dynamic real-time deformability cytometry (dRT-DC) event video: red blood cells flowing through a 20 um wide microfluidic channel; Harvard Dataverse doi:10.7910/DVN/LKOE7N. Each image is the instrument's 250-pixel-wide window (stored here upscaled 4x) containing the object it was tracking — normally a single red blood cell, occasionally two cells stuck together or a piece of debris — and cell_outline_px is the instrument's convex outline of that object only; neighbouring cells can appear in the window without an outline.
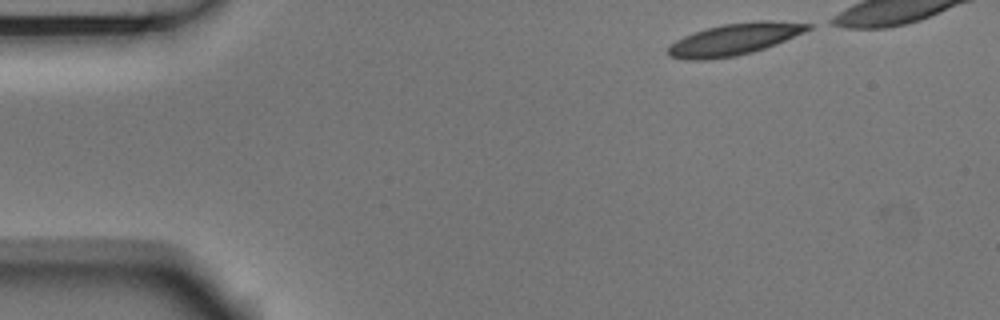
{"species": "Egyptian fruit bat (a non-hibernating species)", "species_latin": "Rousettus aegyptiacus", "temperature_condition": "room temperature", "stored_images_in_passage": 41, "camera_frame_rate_fps": 3000, "um_per_image_px": 0.085, "animal": {"sex": "male"}, "frame": {"image": 1, "passage_image": 1, "time_ms": 0.0, "image_size_px": [1000, 320], "cell_outline_px": [[812, 28], [804, 32], [764, 48], [752, 52], [736, 56], [708, 60], [684, 60], [668, 56], [668, 44], [684, 36], [708, 28], [724, 24], [756, 20], [772, 20], [812, 24]], "centroid_in_image_um": [62.38, 3.34], "position_along_channel_um": 22.6, "area_um2": 25.78}}
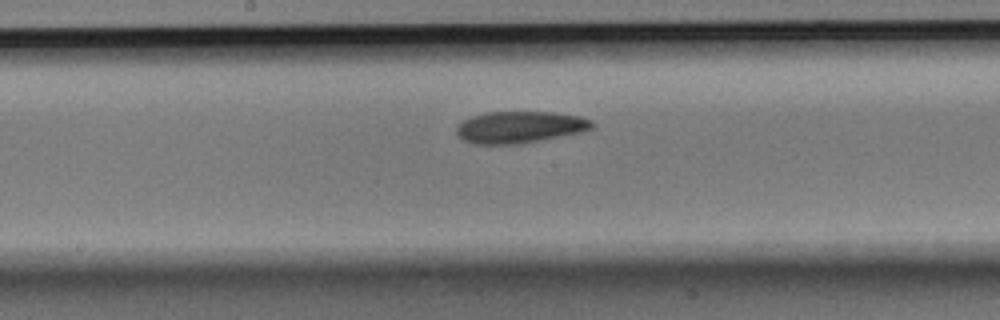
{"frame": {"image": 2, "passage_image": 22, "time_ms": 7.0, "image_size_px": [1000, 320], "cell_outline_px": [[596, 124], [592, 128], [580, 132], [560, 136], [516, 144], [472, 144], [460, 140], [456, 132], [456, 128], [464, 120], [472, 116], [484, 112], [552, 112], [580, 116], [592, 120]], "centroid_in_image_um": [44.15, 10.8], "position_along_channel_um": 204.1, "area_um2": 25.09}}
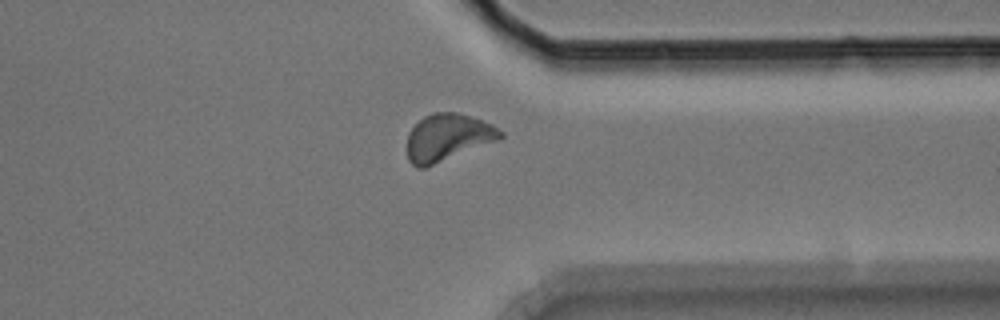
{"frame": {"image": 3, "passage_image": 36, "time_ms": 11.667, "image_size_px": [1000, 320], "cell_outline_px": [[504, 136], [500, 140], [424, 168], [416, 168], [408, 160], [408, 132], [424, 116], [432, 112], [456, 112], [492, 124], [504, 132]], "centroid_in_image_um": [38.07, 11.69], "position_along_channel_um": 373.3, "area_um2": 25.61}}